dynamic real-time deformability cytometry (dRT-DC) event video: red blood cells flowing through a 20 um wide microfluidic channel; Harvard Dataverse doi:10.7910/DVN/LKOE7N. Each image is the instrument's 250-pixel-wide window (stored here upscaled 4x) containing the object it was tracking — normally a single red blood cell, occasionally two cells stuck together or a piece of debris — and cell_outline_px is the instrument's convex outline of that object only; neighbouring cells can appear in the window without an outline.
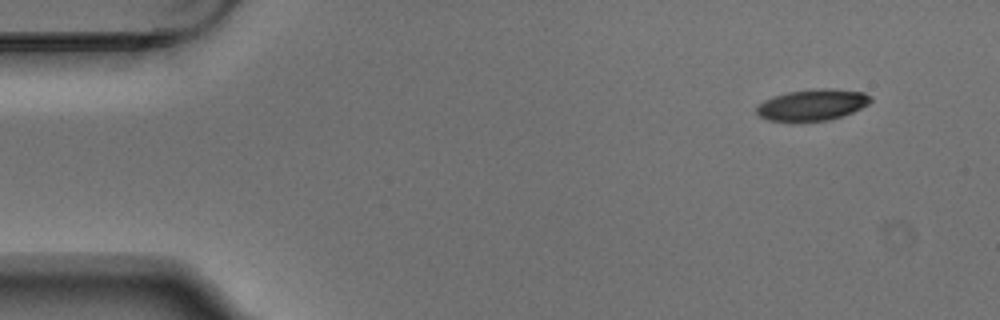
{"species": "Egyptian fruit bat (a non-hibernating species)", "species_latin": "Rousettus aegyptiacus", "temperature_condition": "warm", "stored_images_in_passage": 4, "camera_frame_rate_fps": 3000, "um_per_image_px": 0.085, "animal": {"sex": "male"}, "frame": {"image": 1, "passage_image": 1, "time_ms": 0.0, "image_size_px": [1000, 320], "cell_outline_px": [[872, 100], [868, 104], [852, 112], [828, 120], [768, 120], [760, 116], [756, 112], [756, 108], [764, 100], [772, 96], [788, 92], [824, 88], [832, 88], [864, 92], [872, 96]], "centroid_in_image_um": [69.07, 8.89], "position_along_channel_um": 15.9, "area_um2": 20.4}}
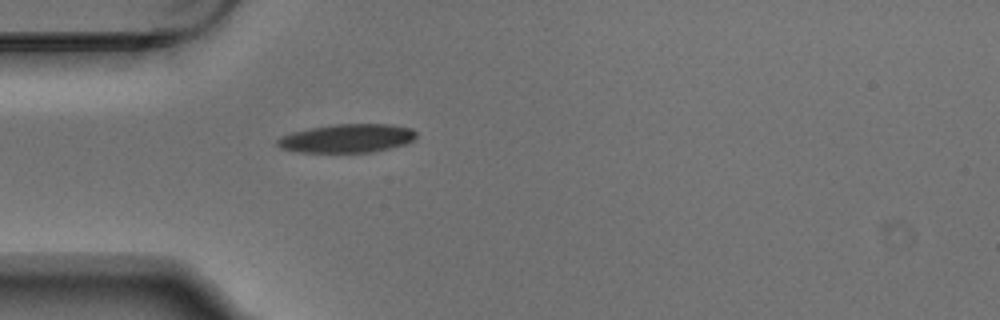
{"frame": {"image": 2, "passage_image": 4, "time_ms": 1.0, "image_size_px": [1000, 320], "cell_outline_px": [[416, 136], [412, 140], [404, 144], [372, 152], [296, 152], [280, 148], [276, 144], [276, 140], [280, 136], [292, 132], [312, 128], [336, 124], [392, 124], [412, 128], [416, 132]], "centroid_in_image_um": [29.47, 11.75], "position_along_channel_um": 55.5, "area_um2": 23.06}}